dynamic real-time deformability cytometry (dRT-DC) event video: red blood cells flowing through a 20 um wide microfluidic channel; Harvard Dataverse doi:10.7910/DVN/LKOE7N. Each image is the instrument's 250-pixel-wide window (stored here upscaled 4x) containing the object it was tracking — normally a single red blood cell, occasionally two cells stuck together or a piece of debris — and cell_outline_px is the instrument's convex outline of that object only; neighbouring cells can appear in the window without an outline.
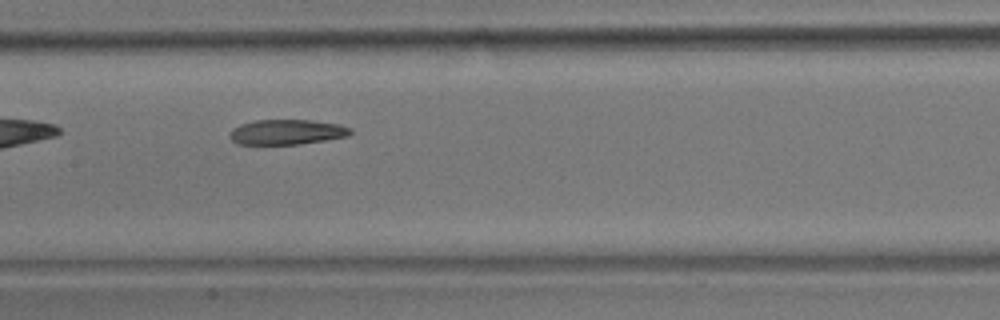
{"species": "common noctule bat (a hibernating species)", "species_latin": "Nyctalus noctula", "temperature_condition": "room temperature", "stored_images_in_passage": 9, "camera_frame_rate_fps": 3000, "um_per_image_px": 0.085, "animal": {"sex": "male", "body_mass_g": 17.9}, "frame": {"image": 1, "passage_image": 6, "time_ms": 1.667, "image_size_px": [1000, 320], "cell_outline_px": [[352, 132], [348, 136], [300, 144], [236, 144], [228, 136], [232, 128], [240, 124], [256, 120], [312, 120], [340, 124], [352, 128]], "centroid_in_image_um": [24.37, 11.22], "position_along_channel_um": 183.0, "area_um2": 17.74}}